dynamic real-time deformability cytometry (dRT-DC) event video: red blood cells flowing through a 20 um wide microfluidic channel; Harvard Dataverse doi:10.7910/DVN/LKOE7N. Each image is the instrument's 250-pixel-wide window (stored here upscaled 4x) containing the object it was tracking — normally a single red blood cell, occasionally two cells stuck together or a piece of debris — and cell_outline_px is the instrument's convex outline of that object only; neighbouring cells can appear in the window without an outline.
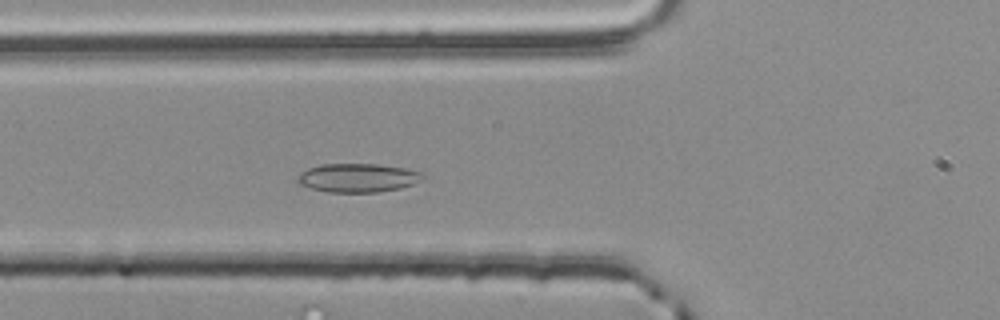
{"species": "common noctule bat (a hibernating species)", "species_latin": "Nyctalus noctula", "temperature_condition": "room temperature", "stored_images_in_passage": 10, "camera_frame_rate_fps": 3000, "um_per_image_px": 0.085, "animal": {"sex": "male", "body_mass_g": 20.4}, "frame": {"image": 1, "passage_image": 7, "time_ms": 2.0, "image_size_px": [1000, 320], "cell_outline_px": [[424, 176], [420, 180], [412, 184], [400, 188], [376, 192], [328, 192], [312, 188], [300, 184], [296, 180], [296, 176], [300, 172], [308, 168], [320, 164], [380, 164], [404, 168], [420, 172]], "centroid_in_image_um": [30.36, 15.11], "position_along_channel_um": 95.4, "area_um2": 20.87}}